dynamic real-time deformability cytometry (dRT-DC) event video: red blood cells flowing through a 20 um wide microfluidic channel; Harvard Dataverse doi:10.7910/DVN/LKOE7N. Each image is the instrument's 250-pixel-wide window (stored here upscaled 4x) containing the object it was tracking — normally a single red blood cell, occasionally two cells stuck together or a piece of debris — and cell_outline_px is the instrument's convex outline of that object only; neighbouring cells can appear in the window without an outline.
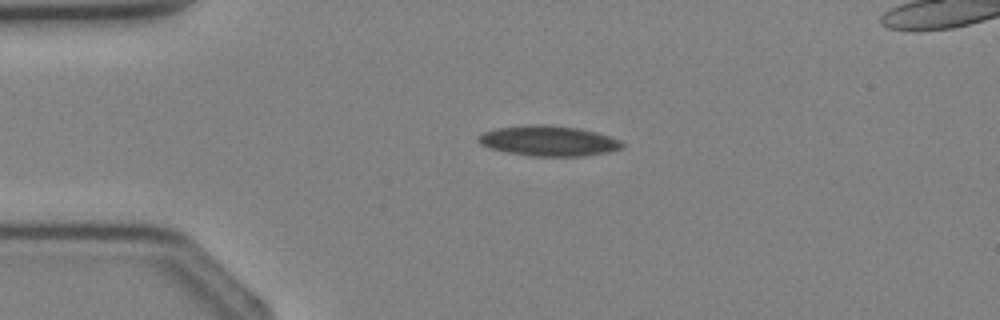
{"species": "Egyptian fruit bat (a non-hibernating species)", "species_latin": "Rousettus aegyptiacus", "temperature_condition": "cold", "stored_images_in_passage": 1, "camera_frame_rate_fps": 3000, "um_per_image_px": 0.085, "animal": {"sex": "female"}, "frame": {"image": 1, "passage_image": 1, "time_ms": 0.0, "image_size_px": [1000, 320], "cell_outline_px": [[624, 148], [608, 152], [584, 156], [536, 156], [508, 152], [492, 148], [480, 144], [476, 140], [476, 136], [484, 132], [496, 128], [528, 124], [548, 124], [580, 128], [612, 136], [620, 140], [624, 144]], "centroid_in_image_um": [46.66, 11.96], "position_along_channel_um": 38.3, "area_um2": 25.61}}